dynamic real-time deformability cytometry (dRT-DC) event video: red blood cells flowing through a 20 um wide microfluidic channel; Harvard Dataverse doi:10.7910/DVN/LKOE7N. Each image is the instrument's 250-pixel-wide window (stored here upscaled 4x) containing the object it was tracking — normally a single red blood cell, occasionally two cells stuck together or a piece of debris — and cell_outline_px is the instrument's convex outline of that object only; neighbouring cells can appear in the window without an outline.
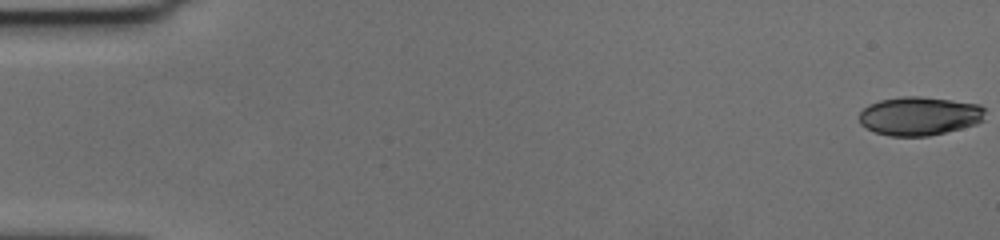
{"species": "human", "species_latin": "Homo sapiens", "temperature_condition": "cold", "stored_images_in_passage": 58, "camera_frame_rate_fps": 3000, "um_per_image_px": 0.085, "donor": {"sex": "female"}, "frame": {"image": 1, "passage_image": 1, "time_ms": 0.0, "image_size_px": [1000, 240], "cell_outline_px": [[984, 120], [976, 124], [928, 136], [888, 136], [876, 132], [860, 124], [860, 112], [868, 104], [880, 100], [900, 96], [920, 96], [952, 100], [980, 104], [984, 108]], "centroid_in_image_um": [78.15, 9.85], "position_along_channel_um": 6.8, "area_um2": 28.38}}
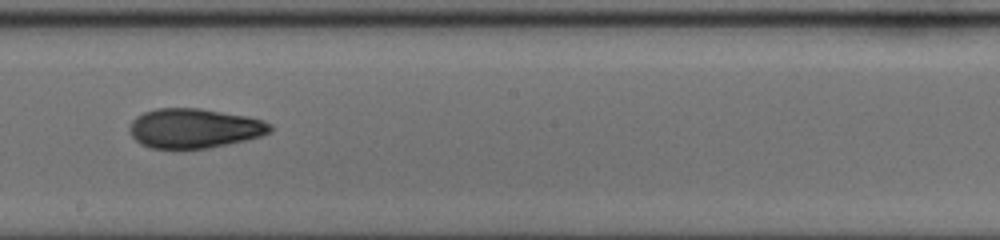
{"frame": {"image": 2, "passage_image": 34, "time_ms": 11.0, "image_size_px": [1000, 240], "cell_outline_px": [[272, 132], [260, 136], [244, 140], [208, 148], [152, 148], [140, 144], [128, 132], [128, 128], [132, 120], [136, 116], [144, 112], [156, 108], [200, 108], [248, 116], [264, 120], [272, 124]], "centroid_in_image_um": [16.5, 10.89], "position_along_channel_um": 231.7, "area_um2": 32.54}}
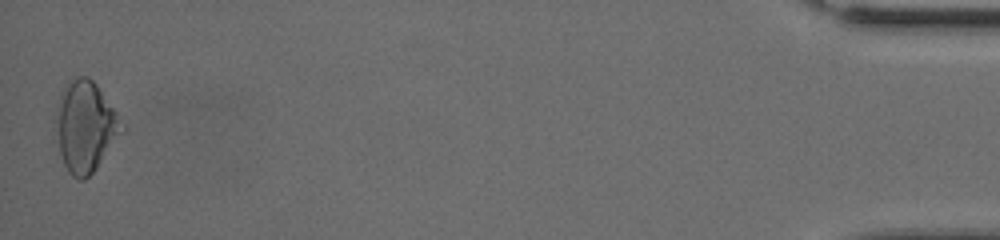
{"frame": {"image": 3, "passage_image": 58, "time_ms": 19.0, "image_size_px": [1000, 240], "cell_outline_px": [[124, 132], [96, 168], [84, 180], [80, 180], [72, 176], [68, 172], [64, 164], [60, 152], [56, 132], [56, 104], [68, 80], [76, 76], [88, 76], [96, 84], [116, 112], [124, 128]], "centroid_in_image_um": [7.25, 10.75], "position_along_channel_um": 428.0, "area_um2": 34.68}, "authors_computed_cell_mechanics": {"area_um2": 31.8478, "velocity_mm_per_s": 3.6026, "shape_relaxation_time_tau1_ms": 4.4297, "shape_relaxation_time_tau2_ms": 4.0979, "deformation_change_tau1": 0.1503, "deformation_change_tau2": 0.1099}}